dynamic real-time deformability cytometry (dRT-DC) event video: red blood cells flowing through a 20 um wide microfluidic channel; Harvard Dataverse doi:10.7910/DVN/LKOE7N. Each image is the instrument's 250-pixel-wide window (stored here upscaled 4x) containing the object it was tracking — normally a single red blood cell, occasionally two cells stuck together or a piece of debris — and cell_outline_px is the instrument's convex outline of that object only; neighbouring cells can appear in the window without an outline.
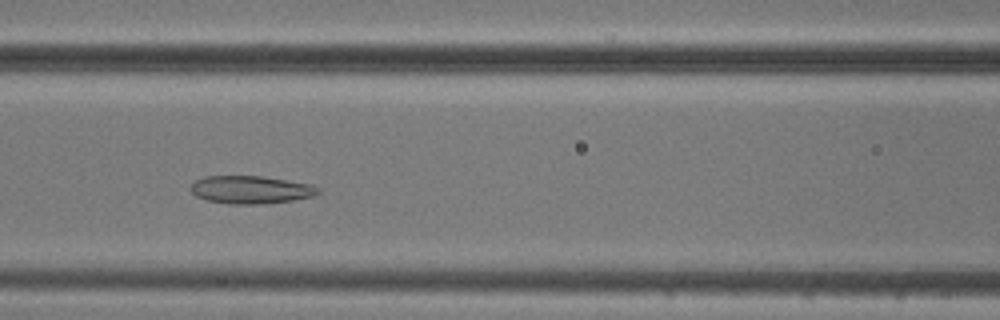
{"species": "common noctule bat (a hibernating species)", "species_latin": "Nyctalus noctula", "temperature_condition": "cold", "stored_images_in_passage": 7, "camera_frame_rate_fps": 3000, "um_per_image_px": 0.085, "animal": {"sex": "male", "body_mass_g": 20.5, "forearm_length_mm": 52.5}, "frame": {"image": 1, "passage_image": 6, "time_ms": 6.333, "image_size_px": [1000, 320], "cell_outline_px": [[320, 192], [316, 196], [292, 200], [260, 204], [228, 204], [208, 200], [196, 196], [192, 192], [192, 184], [196, 180], [204, 176], [260, 176], [312, 184], [320, 188]], "centroid_in_image_um": [21.36, 16.12], "position_along_channel_um": 145.2, "area_um2": 20.63}}
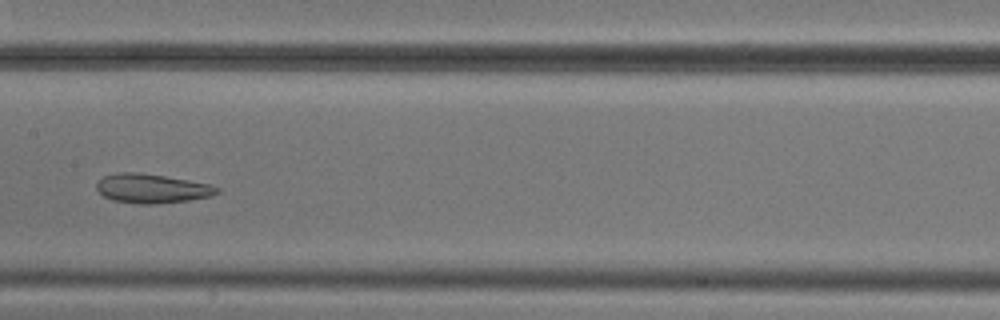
{"frame": {"image": 2, "passage_image": 7, "time_ms": 7.667, "image_size_px": [1000, 320], "cell_outline_px": [[220, 192], [208, 196], [188, 200], [156, 204], [136, 204], [112, 200], [104, 196], [96, 188], [96, 184], [104, 176], [116, 172], [140, 172], [212, 184], [220, 188]], "centroid_in_image_um": [12.9, 16.02], "position_along_channel_um": 194.5, "area_um2": 20.52}}